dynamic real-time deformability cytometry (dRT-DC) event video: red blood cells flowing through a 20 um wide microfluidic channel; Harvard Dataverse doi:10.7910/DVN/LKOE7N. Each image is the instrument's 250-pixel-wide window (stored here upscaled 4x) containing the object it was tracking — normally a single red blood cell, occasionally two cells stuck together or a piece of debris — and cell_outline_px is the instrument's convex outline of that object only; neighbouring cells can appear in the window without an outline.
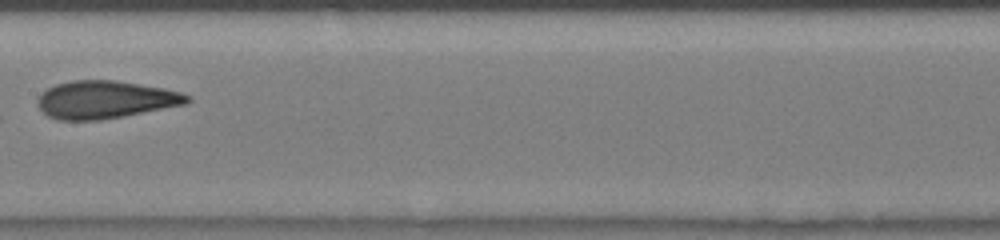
{"species": "human", "species_latin": "Homo sapiens", "temperature_condition": "room temperature", "stored_images_in_passage": 31, "camera_frame_rate_fps": 3000, "um_per_image_px": 0.085, "donor": {"sex": "male"}, "frame": {"image": 1, "passage_image": 22, "time_ms": 10.333, "image_size_px": [1000, 240], "cell_outline_px": [[192, 100], [188, 104], [124, 116], [100, 120], [60, 120], [48, 116], [40, 108], [40, 96], [48, 88], [56, 84], [72, 80], [116, 80], [164, 88], [180, 92], [192, 96]], "centroid_in_image_um": [9.03, 8.47], "position_along_channel_um": 198.4, "area_um2": 32.77}, "authors_computed_cell_mechanics": {"area_um2": 34.8534, "velocity_mm_per_s": 4.1356, "shape_relaxation_time_tau1_ms": 3.9838, "shape_relaxation_time_tau2_ms": 1.8836, "deformation_change_tau1": 0.1475, "deformation_change_tau2": 0.0858}}